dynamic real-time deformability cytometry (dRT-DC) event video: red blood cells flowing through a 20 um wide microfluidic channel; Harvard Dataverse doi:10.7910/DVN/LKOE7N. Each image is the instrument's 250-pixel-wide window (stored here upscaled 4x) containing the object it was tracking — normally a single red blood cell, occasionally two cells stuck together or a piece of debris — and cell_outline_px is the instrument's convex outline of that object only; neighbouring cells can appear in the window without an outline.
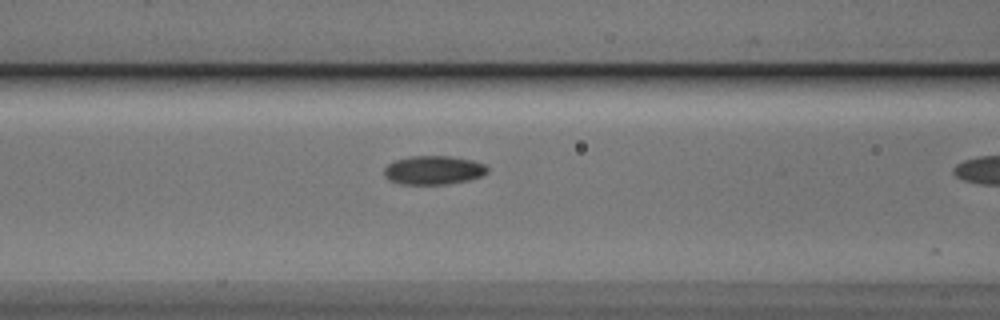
{"species": "Egyptian fruit bat (a non-hibernating species)", "species_latin": "Rousettus aegyptiacus", "temperature_condition": "cold", "stored_images_in_passage": 4, "camera_frame_rate_fps": 3000, "um_per_image_px": 0.085, "animal": {"sex": "male"}, "frame": {"image": 1, "passage_image": 3, "time_ms": 0.667, "image_size_px": [1000, 320], "cell_outline_px": [[488, 172], [480, 176], [468, 180], [448, 184], [400, 184], [388, 180], [384, 176], [384, 168], [388, 164], [396, 160], [412, 156], [448, 156], [472, 160], [484, 164], [488, 168]], "centroid_in_image_um": [36.83, 14.47], "position_along_channel_um": 129.8, "area_um2": 17.28}}